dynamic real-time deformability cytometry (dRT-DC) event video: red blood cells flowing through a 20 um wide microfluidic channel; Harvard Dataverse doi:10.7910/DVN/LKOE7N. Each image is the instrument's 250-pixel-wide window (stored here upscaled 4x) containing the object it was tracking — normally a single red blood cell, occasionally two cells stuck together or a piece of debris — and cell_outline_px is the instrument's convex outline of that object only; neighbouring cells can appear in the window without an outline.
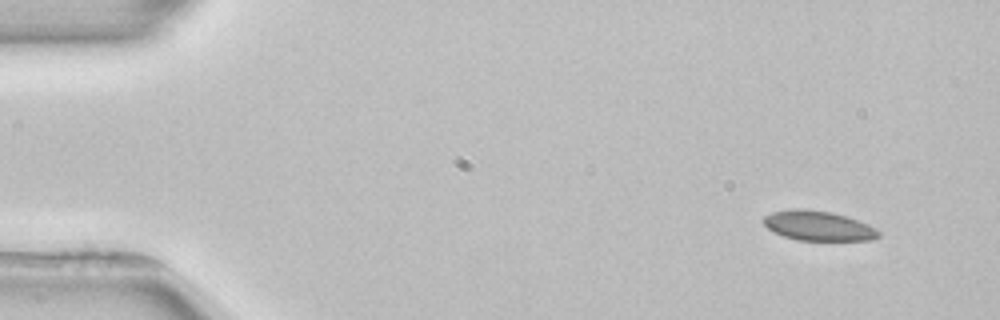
{"species": "common noctule bat (a hibernating species)", "species_latin": "Nyctalus noctula", "temperature_condition": "room temperature", "stored_images_in_passage": 2, "camera_frame_rate_fps": 3000, "um_per_image_px": 0.085, "animal": {"sex": "female", "body_mass_g": 22.7, "forearm_length_mm": 54.2}, "frame": {"image": 1, "passage_image": 2, "time_ms": 2.667, "image_size_px": [1000, 320], "cell_outline_px": [[880, 236], [872, 240], [796, 240], [772, 232], [764, 224], [764, 216], [772, 212], [792, 208], [796, 208], [832, 212], [868, 224], [876, 228], [880, 232]], "centroid_in_image_um": [69.54, 19.19], "position_along_channel_um": 15.5, "area_um2": 19.88}}